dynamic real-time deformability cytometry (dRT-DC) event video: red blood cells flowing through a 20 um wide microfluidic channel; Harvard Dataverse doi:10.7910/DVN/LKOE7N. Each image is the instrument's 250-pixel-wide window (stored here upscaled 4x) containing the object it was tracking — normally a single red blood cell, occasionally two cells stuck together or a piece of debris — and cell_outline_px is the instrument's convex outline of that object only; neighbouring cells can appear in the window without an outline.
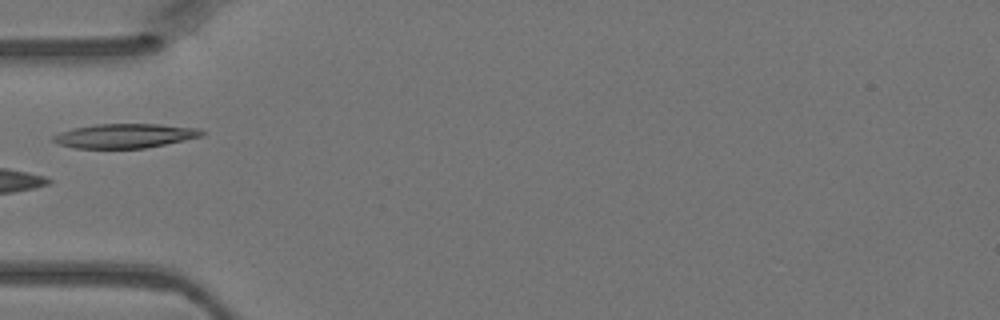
{"species": "Egyptian fruit bat (a non-hibernating species)", "species_latin": "Rousettus aegyptiacus", "temperature_condition": "warm", "stored_images_in_passage": 4, "camera_frame_rate_fps": 3000, "um_per_image_px": 0.085, "animal": {"sex": "female"}, "frame": {"image": 1, "passage_image": 4, "time_ms": 1.0, "image_size_px": [1000, 320], "cell_outline_px": [[204, 136], [144, 148], [76, 148], [60, 144], [52, 140], [52, 136], [60, 132], [72, 128], [96, 124], [160, 124], [200, 128], [204, 132]], "centroid_in_image_um": [10.63, 11.53], "position_along_channel_um": 74.4, "area_um2": 20.98}}